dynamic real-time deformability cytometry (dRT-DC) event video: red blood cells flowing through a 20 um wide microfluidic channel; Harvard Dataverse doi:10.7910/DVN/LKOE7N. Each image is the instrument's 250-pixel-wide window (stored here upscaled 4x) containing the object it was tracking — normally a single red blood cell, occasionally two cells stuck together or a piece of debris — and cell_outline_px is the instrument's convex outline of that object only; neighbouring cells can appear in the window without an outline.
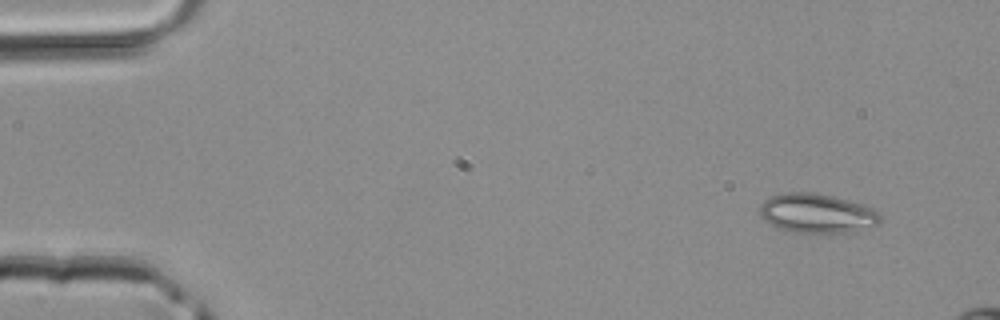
{"species": "common noctule bat (a hibernating species)", "species_latin": "Nyctalus noctula", "temperature_condition": "room temperature", "stored_images_in_passage": 6, "camera_frame_rate_fps": 3000, "um_per_image_px": 0.085, "animal": {"sex": "male", "body_mass_g": 20.4}, "frame": {"image": 1, "passage_image": 1, "time_ms": 0.0, "image_size_px": [1000, 320], "cell_outline_px": [[880, 220], [876, 224], [856, 232], [792, 232], [776, 228], [764, 220], [760, 216], [760, 204], [764, 200], [772, 196], [784, 192], [812, 192], [832, 196], [864, 204], [876, 208], [880, 212]], "centroid_in_image_um": [69.44, 18.13], "position_along_channel_um": 15.6, "area_um2": 27.8}}
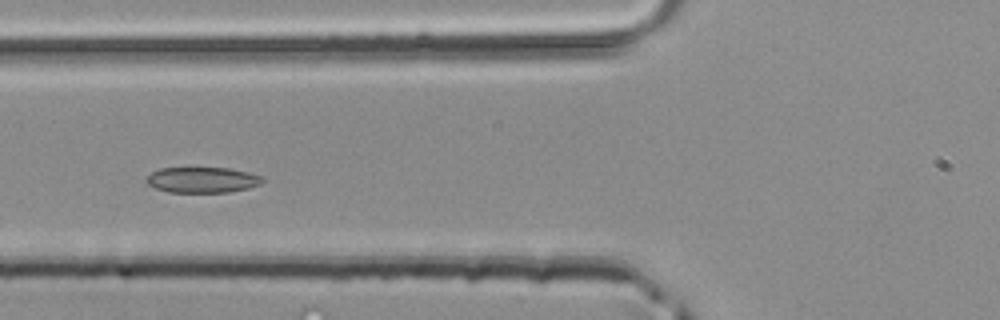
{"frame": {"image": 2, "passage_image": 6, "time_ms": 1.667, "image_size_px": [1000, 320], "cell_outline_px": [[264, 180], [260, 184], [248, 188], [228, 192], [168, 192], [156, 188], [148, 184], [144, 180], [152, 172], [160, 168], [228, 168], [248, 172], [260, 176]], "centroid_in_image_um": [17.18, 15.29], "position_along_channel_um": 108.6, "area_um2": 17.22}}